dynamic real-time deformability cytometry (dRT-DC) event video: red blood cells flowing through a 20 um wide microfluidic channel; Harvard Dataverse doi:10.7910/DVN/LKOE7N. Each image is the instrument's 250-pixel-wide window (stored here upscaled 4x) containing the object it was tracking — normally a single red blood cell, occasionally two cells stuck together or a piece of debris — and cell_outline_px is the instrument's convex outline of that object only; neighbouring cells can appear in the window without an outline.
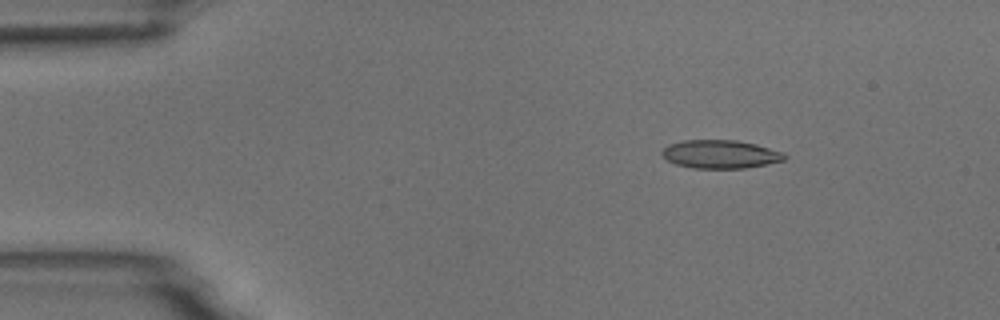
{"species": "common noctule bat (a hibernating species)", "species_latin": "Nyctalus noctula", "temperature_condition": "room temperature", "stored_images_in_passage": 48, "camera_frame_rate_fps": 3000, "um_per_image_px": 0.085, "animal": {"sex": "male", "body_mass_g": 18.8}, "frame": {"image": 1, "passage_image": 1, "time_ms": 0.0, "image_size_px": [1000, 320], "cell_outline_px": [[788, 156], [784, 160], [744, 168], [692, 168], [676, 164], [668, 160], [660, 152], [668, 144], [684, 140], [736, 140], [756, 144], [784, 152]], "centroid_in_image_um": [61.23, 13.1], "position_along_channel_um": 23.8, "area_um2": 20.17}}
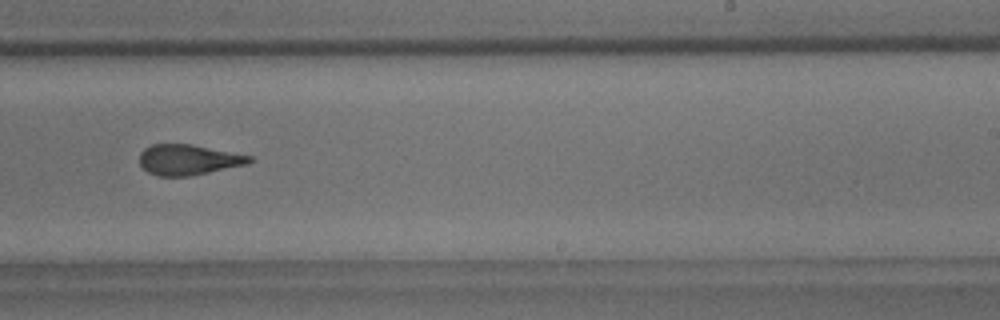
{"frame": {"image": 2, "passage_image": 27, "time_ms": 8.667, "image_size_px": [1000, 320], "cell_outline_px": [[252, 160], [248, 164], [188, 176], [156, 176], [148, 172], [140, 164], [140, 152], [144, 148], [152, 144], [192, 144], [252, 156]], "centroid_in_image_um": [15.99, 13.57], "position_along_channel_um": 273.0, "area_um2": 19.42}}
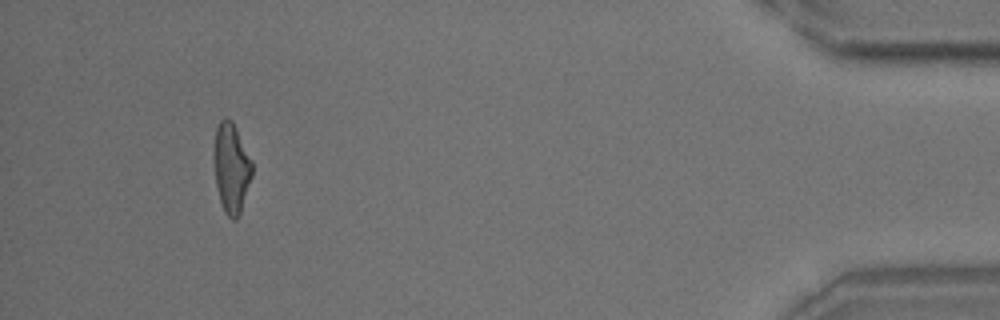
{"frame": {"image": 3, "passage_image": 44, "time_ms": 14.333, "image_size_px": [1000, 320], "cell_outline_px": [[252, 176], [240, 216], [236, 220], [232, 220], [224, 212], [220, 200], [216, 184], [216, 128], [220, 120], [224, 116], [232, 120], [252, 160]], "centroid_in_image_um": [19.71, 14.32], "position_along_channel_um": 415.5, "area_um2": 19.59}, "authors_computed_cell_mechanics": {"area_um2": 20.4901, "velocity_mm_per_s": 3.698, "shape_relaxation_time_tau1_ms": 5.1623, "shape_relaxation_time_tau2_ms": 1.9501, "deformation_change_tau1": 0.1964, "deformation_change_tau2": 0.1208}}